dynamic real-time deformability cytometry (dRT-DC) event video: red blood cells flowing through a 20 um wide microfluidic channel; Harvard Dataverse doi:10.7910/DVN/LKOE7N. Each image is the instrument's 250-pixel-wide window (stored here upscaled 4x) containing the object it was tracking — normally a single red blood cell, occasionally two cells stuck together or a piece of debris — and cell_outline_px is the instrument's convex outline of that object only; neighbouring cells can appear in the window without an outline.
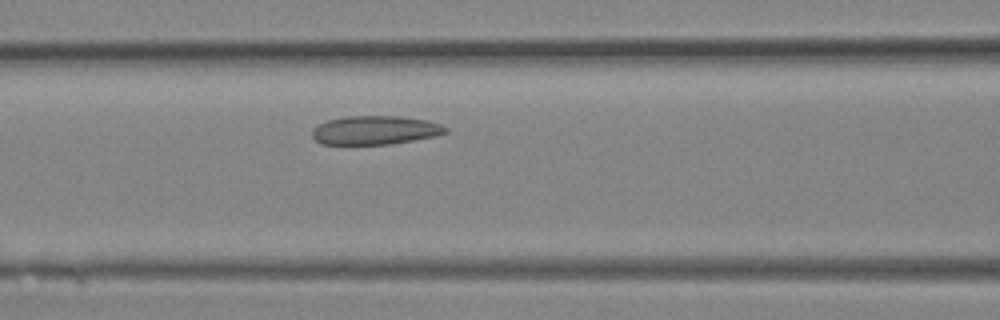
{"species": "Egyptian fruit bat (a non-hibernating species)", "species_latin": "Rousettus aegyptiacus", "temperature_condition": "room temperature", "stored_images_in_passage": 6, "camera_frame_rate_fps": 3000, "um_per_image_px": 0.085, "animal": {"sex": "female"}, "frame": {"image": 1, "passage_image": 4, "time_ms": 1.0, "image_size_px": [1000, 320], "cell_outline_px": [[448, 132], [432, 136], [412, 140], [388, 144], [320, 144], [312, 136], [312, 128], [316, 124], [328, 120], [344, 116], [400, 116], [428, 120], [440, 124], [448, 128]], "centroid_in_image_um": [31.84, 11.05], "position_along_channel_um": 134.8, "area_um2": 22.37}}
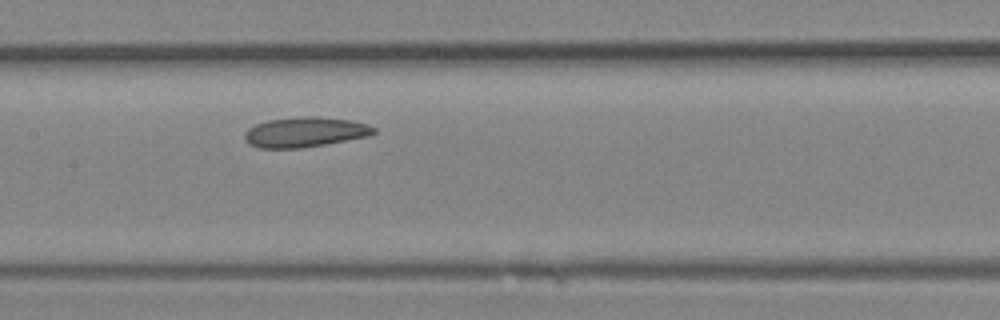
{"frame": {"image": 2, "passage_image": 6, "time_ms": 1.667, "image_size_px": [1000, 320], "cell_outline_px": [[376, 132], [372, 136], [300, 148], [260, 148], [248, 144], [244, 140], [244, 136], [248, 128], [256, 124], [268, 120], [304, 116], [312, 116], [352, 120], [368, 124], [376, 128]], "centroid_in_image_um": [25.95, 11.23], "position_along_channel_um": 181.5, "area_um2": 22.72}}